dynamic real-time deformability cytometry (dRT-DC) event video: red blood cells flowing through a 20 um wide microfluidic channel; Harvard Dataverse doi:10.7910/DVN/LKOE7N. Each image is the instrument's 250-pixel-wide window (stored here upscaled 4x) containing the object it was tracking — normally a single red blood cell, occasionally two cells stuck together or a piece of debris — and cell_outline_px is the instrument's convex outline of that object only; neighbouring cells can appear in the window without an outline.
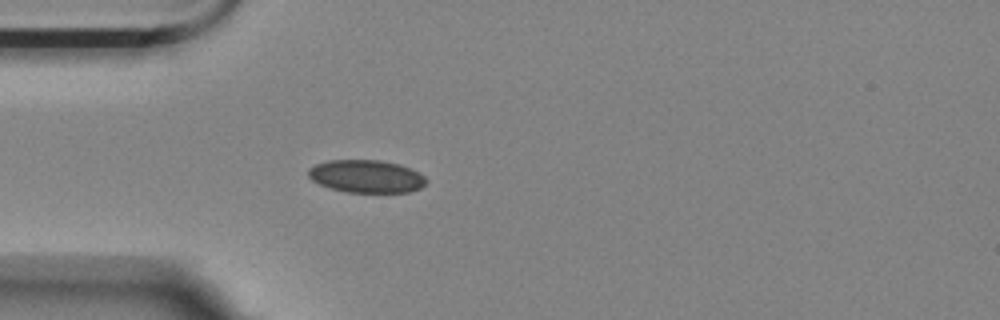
{"species": "Egyptian fruit bat (a non-hibernating species)", "species_latin": "Rousettus aegyptiacus", "temperature_condition": "room temperature", "stored_images_in_passage": 4, "camera_frame_rate_fps": 3000, "um_per_image_px": 0.085, "animal": {"sex": "female"}, "frame": {"image": 1, "passage_image": 4, "time_ms": 3.667, "image_size_px": [1000, 320], "cell_outline_px": [[428, 180], [420, 188], [408, 192], [348, 192], [332, 188], [320, 184], [312, 180], [308, 176], [308, 168], [316, 164], [332, 160], [380, 160], [400, 164], [424, 176]], "centroid_in_image_um": [31.13, 14.98], "position_along_channel_um": 53.9, "area_um2": 22.25}}